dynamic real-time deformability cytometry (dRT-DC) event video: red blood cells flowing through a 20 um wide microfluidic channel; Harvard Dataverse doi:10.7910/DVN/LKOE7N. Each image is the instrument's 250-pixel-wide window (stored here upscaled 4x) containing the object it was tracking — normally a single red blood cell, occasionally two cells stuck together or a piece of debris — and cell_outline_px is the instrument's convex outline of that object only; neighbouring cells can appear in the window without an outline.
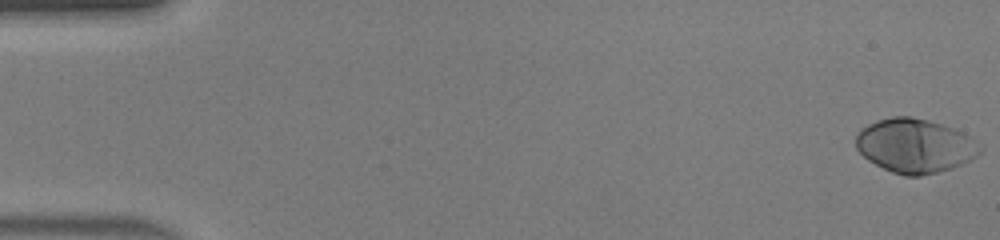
{"species": "human", "species_latin": "Homo sapiens", "temperature_condition": "warm", "stored_images_in_passage": 47, "camera_frame_rate_fps": 3000, "um_per_image_px": 0.085, "donor": {"sex": "male"}, "frame": {"image": 1, "passage_image": 1, "time_ms": 0.0, "image_size_px": [1000, 240], "cell_outline_px": [[984, 148], [976, 156], [952, 168], [920, 176], [904, 176], [892, 172], [868, 160], [856, 148], [856, 136], [860, 128], [876, 120], [892, 116], [912, 116], [928, 120], [956, 128], [964, 132]], "centroid_in_image_um": [77.76, 12.37], "position_along_channel_um": 7.2, "area_um2": 39.19}}
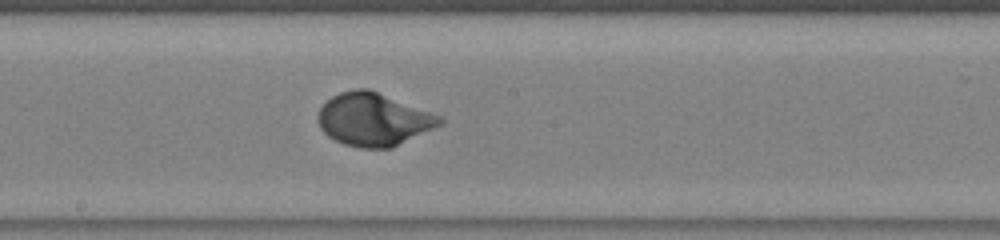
{"frame": {"image": 2, "passage_image": 26, "time_ms": 8.333, "image_size_px": [1000, 240], "cell_outline_px": [[444, 120], [440, 124], [392, 148], [360, 148], [344, 144], [328, 136], [320, 128], [316, 120], [316, 116], [320, 108], [332, 96], [340, 92], [356, 88], [368, 88], [432, 112], [440, 116]], "centroid_in_image_um": [31.71, 10.14], "position_along_channel_um": 216.5, "area_um2": 37.4}}
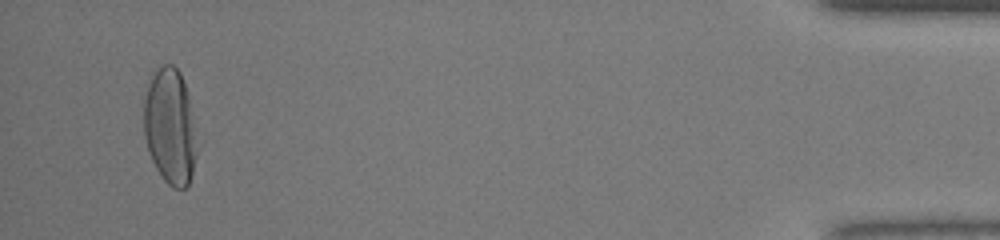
{"frame": {"image": 3, "passage_image": 45, "time_ms": 14.667, "image_size_px": [1000, 240], "cell_outline_px": [[196, 156], [192, 172], [188, 184], [184, 188], [172, 188], [164, 180], [156, 168], [148, 152], [144, 136], [144, 96], [152, 72], [160, 64], [172, 64], [180, 72], [188, 92], [192, 112], [196, 152]], "centroid_in_image_um": [14.42, 10.71], "position_along_channel_um": 420.8, "area_um2": 35.89}, "authors_computed_cell_mechanics": {"area_um2": 36.2984, "velocity_mm_per_s": 4.4397, "shape_relaxation_time_tau1_ms": 2.3885, "shape_relaxation_time_tau2_ms": null, "deformation_change_tau1": 0.1849, "deformation_change_tau2": null}}